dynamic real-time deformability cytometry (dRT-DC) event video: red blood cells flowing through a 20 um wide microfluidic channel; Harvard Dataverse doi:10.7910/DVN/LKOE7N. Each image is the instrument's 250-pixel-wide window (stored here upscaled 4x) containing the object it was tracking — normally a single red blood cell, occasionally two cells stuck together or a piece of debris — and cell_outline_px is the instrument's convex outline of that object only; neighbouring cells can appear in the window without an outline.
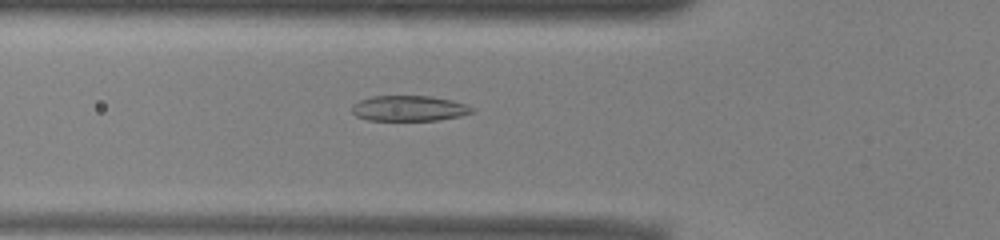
{"species": "common noctule bat (a hibernating species)", "species_latin": "Nyctalus noctula", "temperature_condition": "warm", "stored_images_in_passage": 42, "camera_frame_rate_fps": 3000, "um_per_image_px": 0.085, "animal": {"sex": "male", "body_mass_g": 13.0, "forearm_length_mm": 53.1}, "frame": {"image": 1, "passage_image": 8, "time_ms": 2.333, "image_size_px": [1000, 240], "cell_outline_px": [[476, 112], [460, 116], [436, 120], [368, 120], [356, 116], [352, 112], [352, 104], [360, 100], [372, 96], [432, 96], [452, 100], [476, 108]], "centroid_in_image_um": [34.79, 9.21], "position_along_channel_um": 91.0, "area_um2": 17.92}}
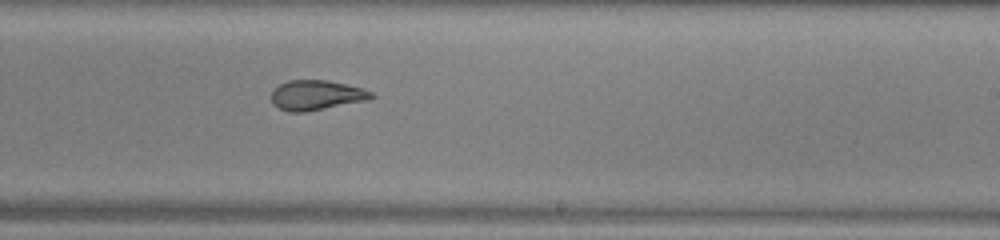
{"frame": {"image": 2, "passage_image": 21, "time_ms": 6.667, "image_size_px": [1000, 240], "cell_outline_px": [[376, 96], [368, 100], [304, 112], [288, 112], [272, 104], [272, 92], [280, 84], [288, 80], [328, 80], [360, 88], [372, 92]], "centroid_in_image_um": [26.88, 8.09], "position_along_channel_um": 262.1, "area_um2": 17.22}}
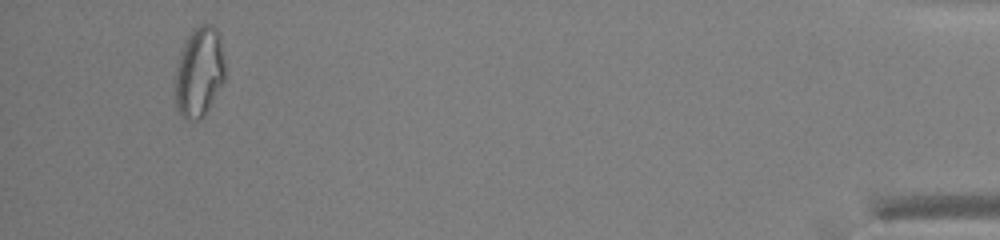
{"frame": {"image": 3, "passage_image": 39, "time_ms": 12.667, "image_size_px": [1000, 240], "cell_outline_px": [[224, 80], [204, 116], [200, 120], [184, 120], [176, 108], [176, 68], [180, 52], [192, 28], [200, 24], [212, 24], [216, 28], [220, 36], [224, 56]], "centroid_in_image_um": [16.94, 6.11], "position_along_channel_um": 418.3, "area_um2": 26.24}, "authors_computed_cell_mechanics": {"area_um2": 19.1318, "velocity_mm_per_s": 3.9452, "shape_relaxation_time_tau1_ms": null, "shape_relaxation_time_tau2_ms": 1.8912, "deformation_change_tau1": null, "deformation_change_tau2": 0.0869}}